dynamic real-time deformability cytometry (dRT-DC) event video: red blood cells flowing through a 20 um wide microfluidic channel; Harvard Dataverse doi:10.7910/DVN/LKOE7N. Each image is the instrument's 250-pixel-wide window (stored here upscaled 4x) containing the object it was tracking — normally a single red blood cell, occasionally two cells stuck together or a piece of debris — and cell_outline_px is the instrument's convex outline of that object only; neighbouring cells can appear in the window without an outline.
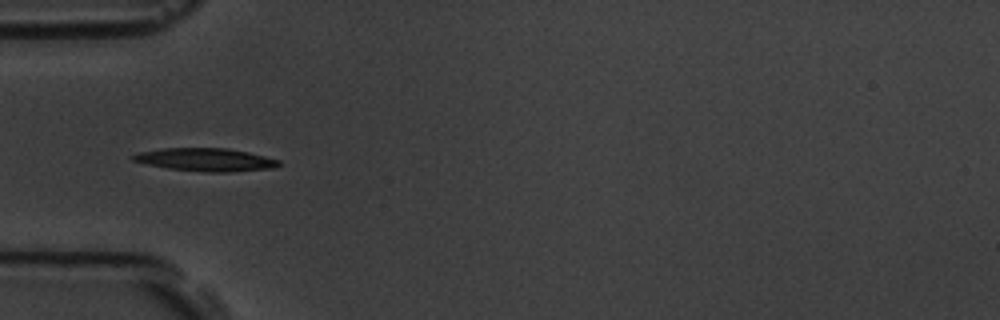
{"species": "common noctule bat (a hibernating species)", "species_latin": "Nyctalus noctula", "temperature_condition": "room temperature", "stored_images_in_passage": 10, "camera_frame_rate_fps": 3000, "um_per_image_px": 0.085, "animal": {"sex": "male", "body_mass_g": 19.5, "forearm_length_mm": 54.6}, "frame": {"image": 1, "passage_image": 4, "time_ms": 3.333, "image_size_px": [1000, 320], "cell_outline_px": [[280, 164], [272, 168], [228, 172], [208, 172], [168, 168], [148, 164], [132, 160], [132, 156], [140, 152], [160, 148], [228, 148], [248, 152], [280, 160]], "centroid_in_image_um": [17.49, 13.56], "position_along_channel_um": 67.5, "area_um2": 19.31}}
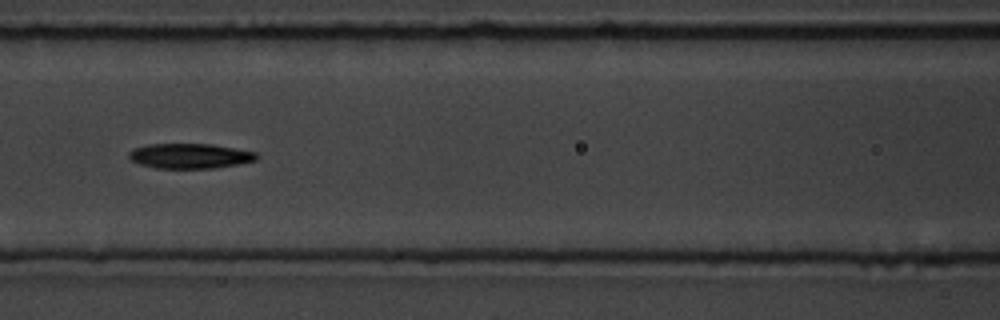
{"frame": {"image": 2, "passage_image": 6, "time_ms": 5.667, "image_size_px": [1000, 320], "cell_outline_px": [[260, 156], [256, 160], [236, 164], [212, 168], [156, 168], [140, 164], [132, 160], [128, 156], [128, 152], [132, 148], [148, 144], [212, 144], [256, 152]], "centroid_in_image_um": [16.12, 13.25], "position_along_channel_um": 150.5, "area_um2": 18.55}}
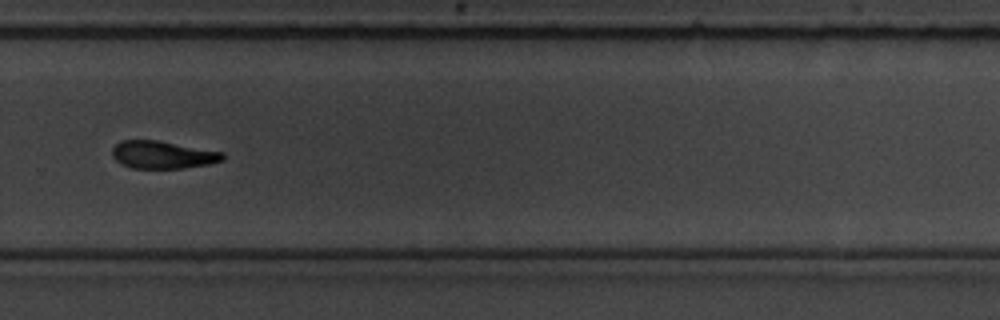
{"frame": {"image": 3, "passage_image": 10, "time_ms": 10.333, "image_size_px": [1000, 320], "cell_outline_px": [[224, 160], [208, 164], [184, 168], [132, 168], [120, 164], [112, 156], [112, 148], [120, 140], [156, 140], [224, 152]], "centroid_in_image_um": [13.81, 13.15], "position_along_channel_um": 316.0, "area_um2": 17.8}}